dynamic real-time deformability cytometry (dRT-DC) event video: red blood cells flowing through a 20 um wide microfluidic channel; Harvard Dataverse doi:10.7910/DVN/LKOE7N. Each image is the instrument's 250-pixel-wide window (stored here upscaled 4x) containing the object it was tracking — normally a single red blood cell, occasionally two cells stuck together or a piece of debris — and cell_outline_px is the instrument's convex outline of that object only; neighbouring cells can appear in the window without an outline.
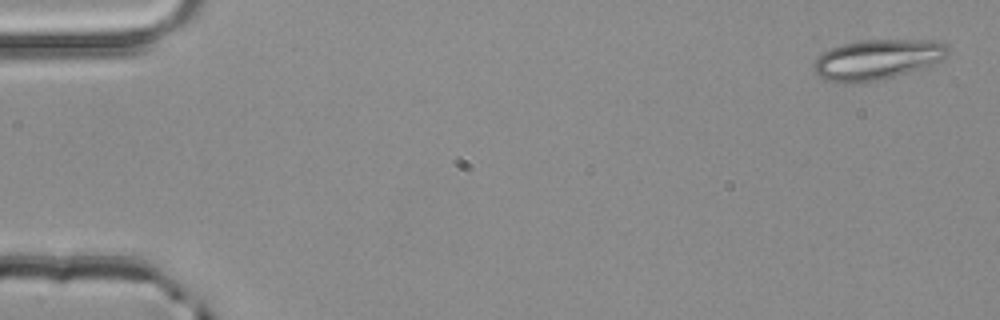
{"species": "common noctule bat (a hibernating species)", "species_latin": "Nyctalus noctula", "temperature_condition": "room temperature", "stored_images_in_passage": 3, "camera_frame_rate_fps": 3000, "um_per_image_px": 0.085, "animal": {"sex": "male", "body_mass_g": 20.4}, "frame": {"image": 1, "passage_image": 1, "time_ms": 0.0, "image_size_px": [1000, 320], "cell_outline_px": [[948, 56], [944, 60], [908, 72], [876, 80], [844, 84], [828, 80], [820, 76], [812, 68], [812, 64], [820, 52], [844, 44], [860, 40], [936, 40], [948, 44]], "centroid_in_image_um": [74.56, 5.04], "position_along_channel_um": 10.4, "area_um2": 31.39}}